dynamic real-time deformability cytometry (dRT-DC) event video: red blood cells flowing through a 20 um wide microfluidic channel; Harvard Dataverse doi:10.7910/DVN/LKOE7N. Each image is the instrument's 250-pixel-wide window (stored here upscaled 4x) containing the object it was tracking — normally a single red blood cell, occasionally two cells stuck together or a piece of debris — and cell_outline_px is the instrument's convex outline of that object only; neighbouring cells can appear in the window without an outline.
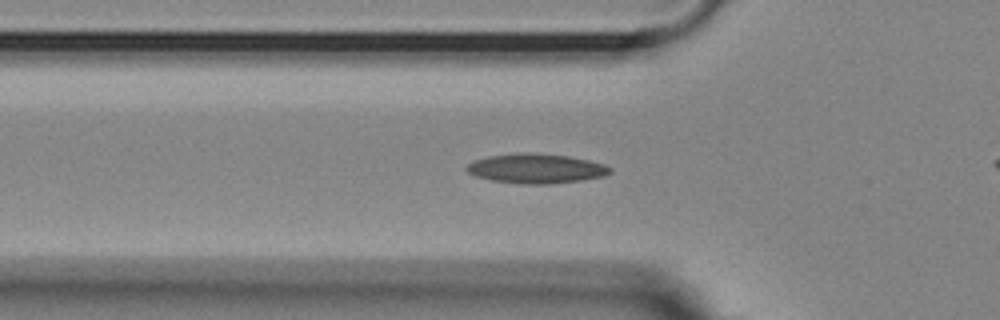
{"species": "Egyptian fruit bat (a non-hibernating species)", "species_latin": "Rousettus aegyptiacus", "temperature_condition": "room temperature", "stored_images_in_passage": 41, "camera_frame_rate_fps": 3000, "um_per_image_px": 0.085, "animal": {"sex": "female"}, "frame": {"image": 1, "passage_image": 11, "time_ms": 3.333, "image_size_px": [1000, 320], "cell_outline_px": [[612, 172], [604, 176], [580, 180], [552, 184], [520, 184], [492, 180], [476, 176], [468, 172], [464, 168], [472, 160], [488, 156], [516, 152], [528, 152], [568, 156], [588, 160], [604, 164], [612, 168]], "centroid_in_image_um": [45.54, 14.32], "position_along_channel_um": 80.3, "area_um2": 24.91}}
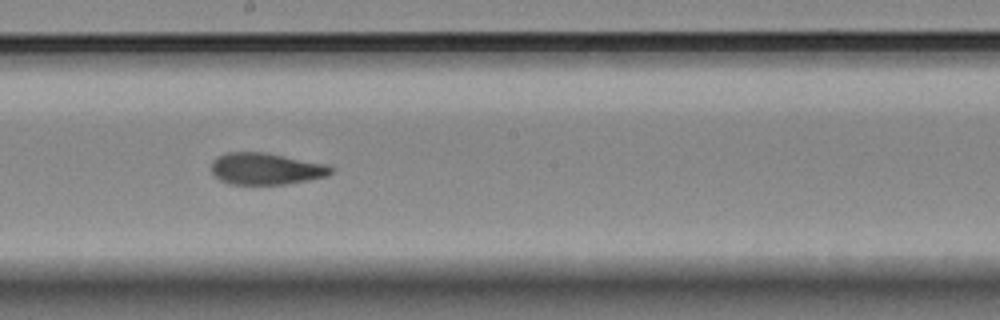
{"frame": {"image": 2, "passage_image": 23, "time_ms": 7.333, "image_size_px": [1000, 320], "cell_outline_px": [[332, 172], [328, 176], [308, 180], [284, 184], [228, 184], [220, 180], [212, 172], [212, 160], [216, 156], [228, 152], [268, 152], [328, 164], [332, 168]], "centroid_in_image_um": [22.61, 14.33], "position_along_channel_um": 225.6, "area_um2": 22.31}}
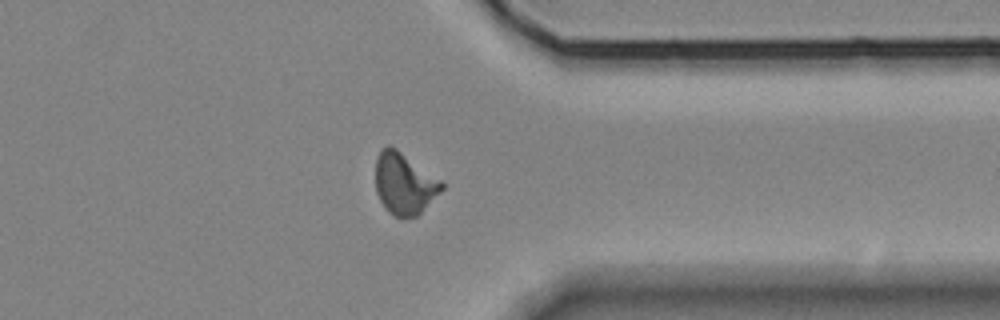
{"frame": {"image": 3, "passage_image": 36, "time_ms": 11.667, "image_size_px": [1000, 320], "cell_outline_px": [[444, 188], [416, 216], [404, 220], [400, 220], [388, 212], [384, 208], [376, 192], [376, 156], [388, 144], [396, 148], [444, 180]], "centroid_in_image_um": [34.38, 15.62], "position_along_channel_um": 377.0, "area_um2": 24.16}, "authors_computed_cell_mechanics": {"area_um2": 22.7154, "velocity_mm_per_s": 3.6148, "shape_relaxation_time_tau1_ms": 7.7657, "shape_relaxation_time_tau2_ms": 2.3605, "deformation_change_tau1": 0.2007, "deformation_change_tau2": 0.0911}}